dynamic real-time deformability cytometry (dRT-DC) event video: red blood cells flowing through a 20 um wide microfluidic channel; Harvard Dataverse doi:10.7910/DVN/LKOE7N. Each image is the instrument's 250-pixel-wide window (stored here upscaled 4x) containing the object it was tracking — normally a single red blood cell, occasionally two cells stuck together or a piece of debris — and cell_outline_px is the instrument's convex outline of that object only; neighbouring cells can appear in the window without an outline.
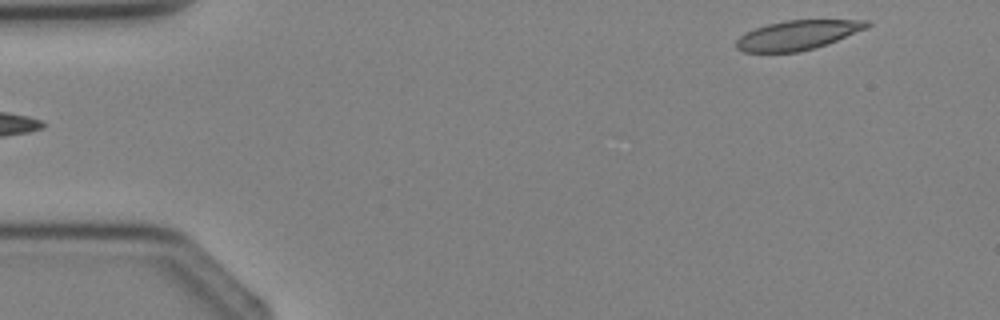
{"species": "Egyptian fruit bat (a non-hibernating species)", "species_latin": "Rousettus aegyptiacus", "temperature_condition": "cold", "stored_images_in_passage": 4, "segment_of_instrument_passage": [2, 2], "camera_frame_rate_fps": 3000, "um_per_image_px": 0.085, "animal": {"sex": "female"}, "frame": {"image": 1, "passage_image": 4, "time_ms": 3.667, "image_size_px": [1000, 320], "cell_outline_px": [[872, 24], [868, 28], [828, 44], [796, 52], [744, 52], [736, 48], [736, 40], [740, 36], [756, 28], [768, 24], [788, 20], [868, 20]], "centroid_in_image_um": [67.83, 2.98], "position_along_channel_um": 17.2, "area_um2": 22.25}}